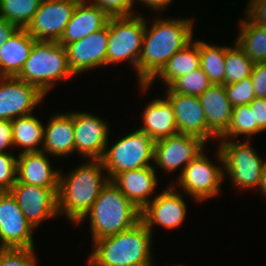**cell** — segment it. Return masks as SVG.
<instances>
[{
    "label": "cell",
    "instance_id": "obj_1",
    "mask_svg": "<svg viewBox=\"0 0 266 266\" xmlns=\"http://www.w3.org/2000/svg\"><path fill=\"white\" fill-rule=\"evenodd\" d=\"M144 30L143 44L138 61L139 85H147L167 61L193 39V20L154 19Z\"/></svg>",
    "mask_w": 266,
    "mask_h": 266
},
{
    "label": "cell",
    "instance_id": "obj_2",
    "mask_svg": "<svg viewBox=\"0 0 266 266\" xmlns=\"http://www.w3.org/2000/svg\"><path fill=\"white\" fill-rule=\"evenodd\" d=\"M86 163V164H85ZM59 174L58 214L77 224L91 209L102 188L110 181L101 160H90ZM103 171V172H102Z\"/></svg>",
    "mask_w": 266,
    "mask_h": 266
},
{
    "label": "cell",
    "instance_id": "obj_3",
    "mask_svg": "<svg viewBox=\"0 0 266 266\" xmlns=\"http://www.w3.org/2000/svg\"><path fill=\"white\" fill-rule=\"evenodd\" d=\"M153 234L140 220L132 228L93 241L90 266H151Z\"/></svg>",
    "mask_w": 266,
    "mask_h": 266
},
{
    "label": "cell",
    "instance_id": "obj_4",
    "mask_svg": "<svg viewBox=\"0 0 266 266\" xmlns=\"http://www.w3.org/2000/svg\"><path fill=\"white\" fill-rule=\"evenodd\" d=\"M88 217L92 240L95 241L132 228L141 220V210L109 181L77 224Z\"/></svg>",
    "mask_w": 266,
    "mask_h": 266
},
{
    "label": "cell",
    "instance_id": "obj_5",
    "mask_svg": "<svg viewBox=\"0 0 266 266\" xmlns=\"http://www.w3.org/2000/svg\"><path fill=\"white\" fill-rule=\"evenodd\" d=\"M72 76L65 47L56 41L36 40L17 78L46 95L55 82Z\"/></svg>",
    "mask_w": 266,
    "mask_h": 266
},
{
    "label": "cell",
    "instance_id": "obj_6",
    "mask_svg": "<svg viewBox=\"0 0 266 266\" xmlns=\"http://www.w3.org/2000/svg\"><path fill=\"white\" fill-rule=\"evenodd\" d=\"M239 143L236 140H221L216 157L223 166L224 174L240 189L259 188L261 170L264 161L254 148L249 144L250 140Z\"/></svg>",
    "mask_w": 266,
    "mask_h": 266
},
{
    "label": "cell",
    "instance_id": "obj_7",
    "mask_svg": "<svg viewBox=\"0 0 266 266\" xmlns=\"http://www.w3.org/2000/svg\"><path fill=\"white\" fill-rule=\"evenodd\" d=\"M154 145L155 141L139 128L123 136L112 147H106L101 158L106 176L111 180L120 172L152 166Z\"/></svg>",
    "mask_w": 266,
    "mask_h": 266
},
{
    "label": "cell",
    "instance_id": "obj_8",
    "mask_svg": "<svg viewBox=\"0 0 266 266\" xmlns=\"http://www.w3.org/2000/svg\"><path fill=\"white\" fill-rule=\"evenodd\" d=\"M146 21L140 14L109 18L106 65L124 60L133 65L138 76V61L143 44Z\"/></svg>",
    "mask_w": 266,
    "mask_h": 266
},
{
    "label": "cell",
    "instance_id": "obj_9",
    "mask_svg": "<svg viewBox=\"0 0 266 266\" xmlns=\"http://www.w3.org/2000/svg\"><path fill=\"white\" fill-rule=\"evenodd\" d=\"M223 168L213 164L202 151L191 161L178 176L177 182L171 181L173 187L179 186L197 202L216 197L220 194L221 183L226 175Z\"/></svg>",
    "mask_w": 266,
    "mask_h": 266
},
{
    "label": "cell",
    "instance_id": "obj_10",
    "mask_svg": "<svg viewBox=\"0 0 266 266\" xmlns=\"http://www.w3.org/2000/svg\"><path fill=\"white\" fill-rule=\"evenodd\" d=\"M80 0H42L25 28L38 41L58 42Z\"/></svg>",
    "mask_w": 266,
    "mask_h": 266
},
{
    "label": "cell",
    "instance_id": "obj_11",
    "mask_svg": "<svg viewBox=\"0 0 266 266\" xmlns=\"http://www.w3.org/2000/svg\"><path fill=\"white\" fill-rule=\"evenodd\" d=\"M34 229L12 193L0 192V248H35Z\"/></svg>",
    "mask_w": 266,
    "mask_h": 266
},
{
    "label": "cell",
    "instance_id": "obj_12",
    "mask_svg": "<svg viewBox=\"0 0 266 266\" xmlns=\"http://www.w3.org/2000/svg\"><path fill=\"white\" fill-rule=\"evenodd\" d=\"M58 190L59 188H43L16 182L10 192L26 220L37 228L42 221L55 216L59 217Z\"/></svg>",
    "mask_w": 266,
    "mask_h": 266
},
{
    "label": "cell",
    "instance_id": "obj_13",
    "mask_svg": "<svg viewBox=\"0 0 266 266\" xmlns=\"http://www.w3.org/2000/svg\"><path fill=\"white\" fill-rule=\"evenodd\" d=\"M206 142L196 136L175 134L160 139L154 145V161L165 173H171L178 168L181 172L199 154L205 150Z\"/></svg>",
    "mask_w": 266,
    "mask_h": 266
},
{
    "label": "cell",
    "instance_id": "obj_14",
    "mask_svg": "<svg viewBox=\"0 0 266 266\" xmlns=\"http://www.w3.org/2000/svg\"><path fill=\"white\" fill-rule=\"evenodd\" d=\"M44 98L37 87L17 77L0 76V120L30 115Z\"/></svg>",
    "mask_w": 266,
    "mask_h": 266
},
{
    "label": "cell",
    "instance_id": "obj_15",
    "mask_svg": "<svg viewBox=\"0 0 266 266\" xmlns=\"http://www.w3.org/2000/svg\"><path fill=\"white\" fill-rule=\"evenodd\" d=\"M75 151L88 160H101L108 147L109 125L97 115L73 112Z\"/></svg>",
    "mask_w": 266,
    "mask_h": 266
},
{
    "label": "cell",
    "instance_id": "obj_16",
    "mask_svg": "<svg viewBox=\"0 0 266 266\" xmlns=\"http://www.w3.org/2000/svg\"><path fill=\"white\" fill-rule=\"evenodd\" d=\"M170 184L163 192L156 195L141 211V221L153 232V225L176 229L182 225L186 216V203L181 193Z\"/></svg>",
    "mask_w": 266,
    "mask_h": 266
},
{
    "label": "cell",
    "instance_id": "obj_17",
    "mask_svg": "<svg viewBox=\"0 0 266 266\" xmlns=\"http://www.w3.org/2000/svg\"><path fill=\"white\" fill-rule=\"evenodd\" d=\"M109 20L101 30L65 46L70 69L75 75L106 65Z\"/></svg>",
    "mask_w": 266,
    "mask_h": 266
},
{
    "label": "cell",
    "instance_id": "obj_18",
    "mask_svg": "<svg viewBox=\"0 0 266 266\" xmlns=\"http://www.w3.org/2000/svg\"><path fill=\"white\" fill-rule=\"evenodd\" d=\"M172 105L178 133L196 136L207 143L211 137L219 138L209 127L198 96L167 93Z\"/></svg>",
    "mask_w": 266,
    "mask_h": 266
},
{
    "label": "cell",
    "instance_id": "obj_19",
    "mask_svg": "<svg viewBox=\"0 0 266 266\" xmlns=\"http://www.w3.org/2000/svg\"><path fill=\"white\" fill-rule=\"evenodd\" d=\"M155 171L154 166L128 170L116 174L110 181L142 211L152 200L158 184Z\"/></svg>",
    "mask_w": 266,
    "mask_h": 266
},
{
    "label": "cell",
    "instance_id": "obj_20",
    "mask_svg": "<svg viewBox=\"0 0 266 266\" xmlns=\"http://www.w3.org/2000/svg\"><path fill=\"white\" fill-rule=\"evenodd\" d=\"M18 154L16 182L43 188H59L60 171L52 168L44 151Z\"/></svg>",
    "mask_w": 266,
    "mask_h": 266
},
{
    "label": "cell",
    "instance_id": "obj_21",
    "mask_svg": "<svg viewBox=\"0 0 266 266\" xmlns=\"http://www.w3.org/2000/svg\"><path fill=\"white\" fill-rule=\"evenodd\" d=\"M88 0H80L66 25L59 43L64 47L85 36L97 32L107 25L109 17Z\"/></svg>",
    "mask_w": 266,
    "mask_h": 266
},
{
    "label": "cell",
    "instance_id": "obj_22",
    "mask_svg": "<svg viewBox=\"0 0 266 266\" xmlns=\"http://www.w3.org/2000/svg\"><path fill=\"white\" fill-rule=\"evenodd\" d=\"M50 118L44 126L42 151L59 157L75 153L73 111L57 113Z\"/></svg>",
    "mask_w": 266,
    "mask_h": 266
},
{
    "label": "cell",
    "instance_id": "obj_23",
    "mask_svg": "<svg viewBox=\"0 0 266 266\" xmlns=\"http://www.w3.org/2000/svg\"><path fill=\"white\" fill-rule=\"evenodd\" d=\"M36 39L25 28H18L0 48V76L17 77Z\"/></svg>",
    "mask_w": 266,
    "mask_h": 266
},
{
    "label": "cell",
    "instance_id": "obj_24",
    "mask_svg": "<svg viewBox=\"0 0 266 266\" xmlns=\"http://www.w3.org/2000/svg\"><path fill=\"white\" fill-rule=\"evenodd\" d=\"M208 127L220 137L228 128L233 106L229 102L224 85L212 84L199 96Z\"/></svg>",
    "mask_w": 266,
    "mask_h": 266
},
{
    "label": "cell",
    "instance_id": "obj_25",
    "mask_svg": "<svg viewBox=\"0 0 266 266\" xmlns=\"http://www.w3.org/2000/svg\"><path fill=\"white\" fill-rule=\"evenodd\" d=\"M142 116L143 126L139 129L145 131L155 142L178 134L175 114L166 98L153 99L147 104Z\"/></svg>",
    "mask_w": 266,
    "mask_h": 266
},
{
    "label": "cell",
    "instance_id": "obj_26",
    "mask_svg": "<svg viewBox=\"0 0 266 266\" xmlns=\"http://www.w3.org/2000/svg\"><path fill=\"white\" fill-rule=\"evenodd\" d=\"M198 68H200L199 40H192L183 49L176 52L147 85H140V89L144 93L156 78H160L168 87L175 79Z\"/></svg>",
    "mask_w": 266,
    "mask_h": 266
},
{
    "label": "cell",
    "instance_id": "obj_27",
    "mask_svg": "<svg viewBox=\"0 0 266 266\" xmlns=\"http://www.w3.org/2000/svg\"><path fill=\"white\" fill-rule=\"evenodd\" d=\"M11 124L14 147H23L20 153L42 151L44 125L37 117L33 114L18 117L13 119Z\"/></svg>",
    "mask_w": 266,
    "mask_h": 266
},
{
    "label": "cell",
    "instance_id": "obj_28",
    "mask_svg": "<svg viewBox=\"0 0 266 266\" xmlns=\"http://www.w3.org/2000/svg\"><path fill=\"white\" fill-rule=\"evenodd\" d=\"M239 24L236 43L254 63L266 62V28L256 25L246 15Z\"/></svg>",
    "mask_w": 266,
    "mask_h": 266
},
{
    "label": "cell",
    "instance_id": "obj_29",
    "mask_svg": "<svg viewBox=\"0 0 266 266\" xmlns=\"http://www.w3.org/2000/svg\"><path fill=\"white\" fill-rule=\"evenodd\" d=\"M200 67L212 84L224 85L226 46L199 41Z\"/></svg>",
    "mask_w": 266,
    "mask_h": 266
},
{
    "label": "cell",
    "instance_id": "obj_30",
    "mask_svg": "<svg viewBox=\"0 0 266 266\" xmlns=\"http://www.w3.org/2000/svg\"><path fill=\"white\" fill-rule=\"evenodd\" d=\"M257 133L258 124L250 105H239L233 107L230 124L219 139L236 140L238 136L245 135V139L250 140Z\"/></svg>",
    "mask_w": 266,
    "mask_h": 266
},
{
    "label": "cell",
    "instance_id": "obj_31",
    "mask_svg": "<svg viewBox=\"0 0 266 266\" xmlns=\"http://www.w3.org/2000/svg\"><path fill=\"white\" fill-rule=\"evenodd\" d=\"M234 43L233 47L226 46L224 85L250 77L254 65L239 45Z\"/></svg>",
    "mask_w": 266,
    "mask_h": 266
},
{
    "label": "cell",
    "instance_id": "obj_32",
    "mask_svg": "<svg viewBox=\"0 0 266 266\" xmlns=\"http://www.w3.org/2000/svg\"><path fill=\"white\" fill-rule=\"evenodd\" d=\"M42 0H0V18L11 21L18 28H26Z\"/></svg>",
    "mask_w": 266,
    "mask_h": 266
},
{
    "label": "cell",
    "instance_id": "obj_33",
    "mask_svg": "<svg viewBox=\"0 0 266 266\" xmlns=\"http://www.w3.org/2000/svg\"><path fill=\"white\" fill-rule=\"evenodd\" d=\"M212 83L208 76L198 68L191 73L180 76L175 79L167 88L166 93H179L183 95L200 96Z\"/></svg>",
    "mask_w": 266,
    "mask_h": 266
},
{
    "label": "cell",
    "instance_id": "obj_34",
    "mask_svg": "<svg viewBox=\"0 0 266 266\" xmlns=\"http://www.w3.org/2000/svg\"><path fill=\"white\" fill-rule=\"evenodd\" d=\"M35 248H0V266H37Z\"/></svg>",
    "mask_w": 266,
    "mask_h": 266
},
{
    "label": "cell",
    "instance_id": "obj_35",
    "mask_svg": "<svg viewBox=\"0 0 266 266\" xmlns=\"http://www.w3.org/2000/svg\"><path fill=\"white\" fill-rule=\"evenodd\" d=\"M227 98L233 107L250 104L255 95V89L251 78H245L240 82L224 85Z\"/></svg>",
    "mask_w": 266,
    "mask_h": 266
},
{
    "label": "cell",
    "instance_id": "obj_36",
    "mask_svg": "<svg viewBox=\"0 0 266 266\" xmlns=\"http://www.w3.org/2000/svg\"><path fill=\"white\" fill-rule=\"evenodd\" d=\"M17 157L10 152L0 153V192L10 191L16 183Z\"/></svg>",
    "mask_w": 266,
    "mask_h": 266
},
{
    "label": "cell",
    "instance_id": "obj_37",
    "mask_svg": "<svg viewBox=\"0 0 266 266\" xmlns=\"http://www.w3.org/2000/svg\"><path fill=\"white\" fill-rule=\"evenodd\" d=\"M91 3L110 17H127L137 15L132 9L134 0H92ZM133 11V13H132Z\"/></svg>",
    "mask_w": 266,
    "mask_h": 266
},
{
    "label": "cell",
    "instance_id": "obj_38",
    "mask_svg": "<svg viewBox=\"0 0 266 266\" xmlns=\"http://www.w3.org/2000/svg\"><path fill=\"white\" fill-rule=\"evenodd\" d=\"M250 78L256 97L266 99V62L254 63Z\"/></svg>",
    "mask_w": 266,
    "mask_h": 266
},
{
    "label": "cell",
    "instance_id": "obj_39",
    "mask_svg": "<svg viewBox=\"0 0 266 266\" xmlns=\"http://www.w3.org/2000/svg\"><path fill=\"white\" fill-rule=\"evenodd\" d=\"M246 6L247 18L256 25L266 28V0H250Z\"/></svg>",
    "mask_w": 266,
    "mask_h": 266
},
{
    "label": "cell",
    "instance_id": "obj_40",
    "mask_svg": "<svg viewBox=\"0 0 266 266\" xmlns=\"http://www.w3.org/2000/svg\"><path fill=\"white\" fill-rule=\"evenodd\" d=\"M258 124V133L266 130V99L256 97L249 104Z\"/></svg>",
    "mask_w": 266,
    "mask_h": 266
},
{
    "label": "cell",
    "instance_id": "obj_41",
    "mask_svg": "<svg viewBox=\"0 0 266 266\" xmlns=\"http://www.w3.org/2000/svg\"><path fill=\"white\" fill-rule=\"evenodd\" d=\"M12 124L10 120H0V153H6V149L14 147Z\"/></svg>",
    "mask_w": 266,
    "mask_h": 266
},
{
    "label": "cell",
    "instance_id": "obj_42",
    "mask_svg": "<svg viewBox=\"0 0 266 266\" xmlns=\"http://www.w3.org/2000/svg\"><path fill=\"white\" fill-rule=\"evenodd\" d=\"M17 29L11 21L0 18V48Z\"/></svg>",
    "mask_w": 266,
    "mask_h": 266
},
{
    "label": "cell",
    "instance_id": "obj_43",
    "mask_svg": "<svg viewBox=\"0 0 266 266\" xmlns=\"http://www.w3.org/2000/svg\"><path fill=\"white\" fill-rule=\"evenodd\" d=\"M136 1H139L140 3L153 9L154 11L158 10V12L159 11L162 12L164 9L169 7L168 5L171 2H173L172 0H134L135 3H136Z\"/></svg>",
    "mask_w": 266,
    "mask_h": 266
},
{
    "label": "cell",
    "instance_id": "obj_44",
    "mask_svg": "<svg viewBox=\"0 0 266 266\" xmlns=\"http://www.w3.org/2000/svg\"><path fill=\"white\" fill-rule=\"evenodd\" d=\"M259 189L265 195L264 197H266V161L265 160H264V163L262 165L261 180H260V184H259Z\"/></svg>",
    "mask_w": 266,
    "mask_h": 266
}]
</instances>
